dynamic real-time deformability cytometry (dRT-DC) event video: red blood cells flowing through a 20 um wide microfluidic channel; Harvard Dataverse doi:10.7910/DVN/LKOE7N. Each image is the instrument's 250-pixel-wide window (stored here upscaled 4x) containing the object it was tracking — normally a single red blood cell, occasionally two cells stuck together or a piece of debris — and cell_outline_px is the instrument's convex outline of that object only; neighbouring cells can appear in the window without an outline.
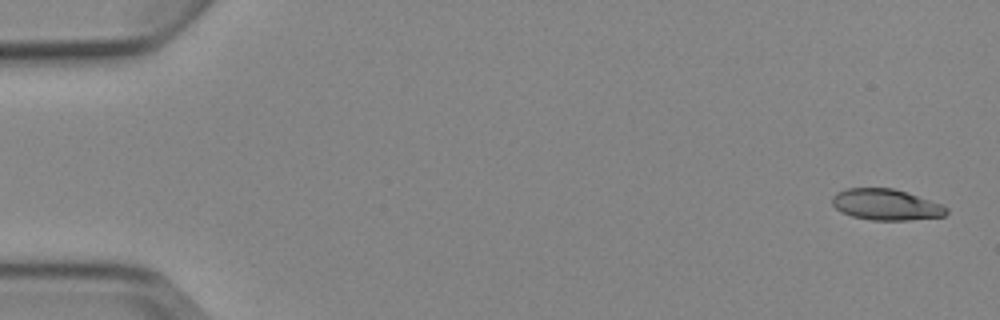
{"species": "Egyptian fruit bat (a non-hibernating species)", "species_latin": "Rousettus aegyptiacus", "temperature_condition": "cold", "stored_images_in_passage": 5, "camera_frame_rate_fps": 3000, "um_per_image_px": 0.085, "animal": {"sex": "female"}, "frame": {"image": 1, "passage_image": 1, "time_ms": 0.0, "image_size_px": [1000, 320], "cell_outline_px": [[948, 212], [944, 216], [908, 220], [872, 220], [852, 216], [840, 212], [832, 204], [832, 196], [836, 192], [848, 188], [892, 188], [940, 204], [948, 208]], "centroid_in_image_um": [75.26, 17.4], "position_along_channel_um": 9.7, "area_um2": 20.46}}
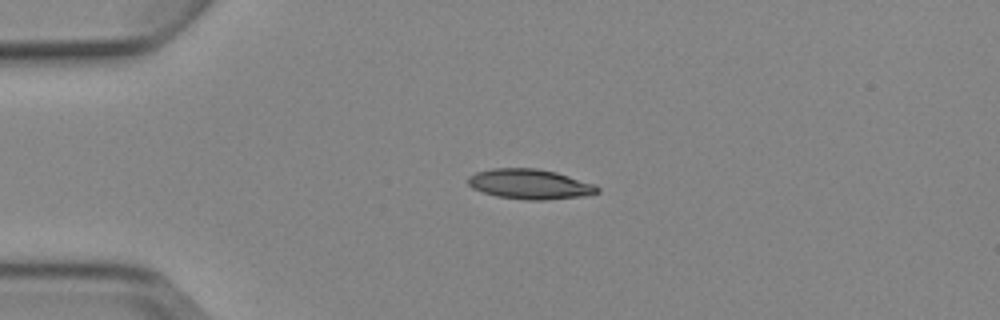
{"frame": {"image": 2, "passage_image": 4, "time_ms": 3.667, "image_size_px": [1000, 320], "cell_outline_px": [[600, 192], [588, 196], [544, 200], [528, 200], [496, 196], [472, 188], [468, 184], [468, 176], [476, 172], [492, 168], [536, 168], [556, 172], [596, 184], [600, 188]], "centroid_in_image_um": [45.08, 15.65], "position_along_channel_um": 39.9, "area_um2": 22.83}}